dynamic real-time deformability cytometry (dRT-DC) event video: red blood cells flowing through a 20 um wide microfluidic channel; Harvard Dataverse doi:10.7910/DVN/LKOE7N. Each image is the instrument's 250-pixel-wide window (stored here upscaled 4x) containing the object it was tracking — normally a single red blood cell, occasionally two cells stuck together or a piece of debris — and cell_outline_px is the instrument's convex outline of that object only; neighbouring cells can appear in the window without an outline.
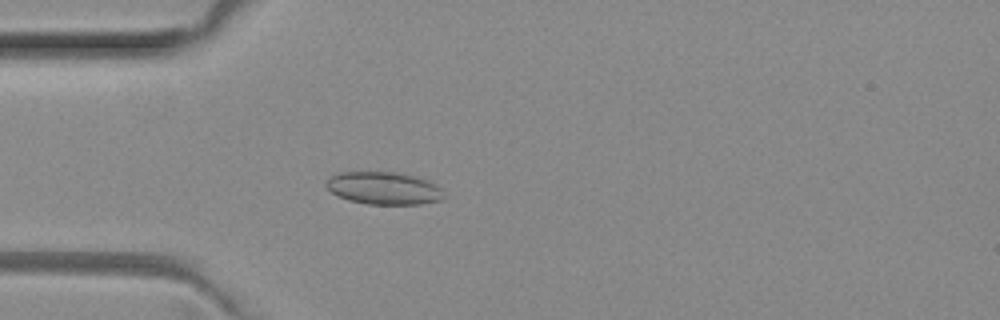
{"species": "common noctule bat (a hibernating species)", "species_latin": "Nyctalus noctula", "temperature_condition": "room temperature", "stored_images_in_passage": 4, "camera_frame_rate_fps": 3000, "um_per_image_px": 0.085, "animal": {"sex": "female", "body_mass_g": 29.2, "forearm_length_mm": 56.3}, "frame": {"image": 1, "passage_image": 4, "time_ms": 1.0, "image_size_px": [1000, 320], "cell_outline_px": [[444, 196], [440, 200], [420, 204], [368, 204], [348, 200], [332, 192], [324, 184], [332, 176], [340, 172], [396, 172], [428, 180], [436, 184], [440, 188]], "centroid_in_image_um": [32.62, 16.0], "position_along_channel_um": 52.4, "area_um2": 22.08}}